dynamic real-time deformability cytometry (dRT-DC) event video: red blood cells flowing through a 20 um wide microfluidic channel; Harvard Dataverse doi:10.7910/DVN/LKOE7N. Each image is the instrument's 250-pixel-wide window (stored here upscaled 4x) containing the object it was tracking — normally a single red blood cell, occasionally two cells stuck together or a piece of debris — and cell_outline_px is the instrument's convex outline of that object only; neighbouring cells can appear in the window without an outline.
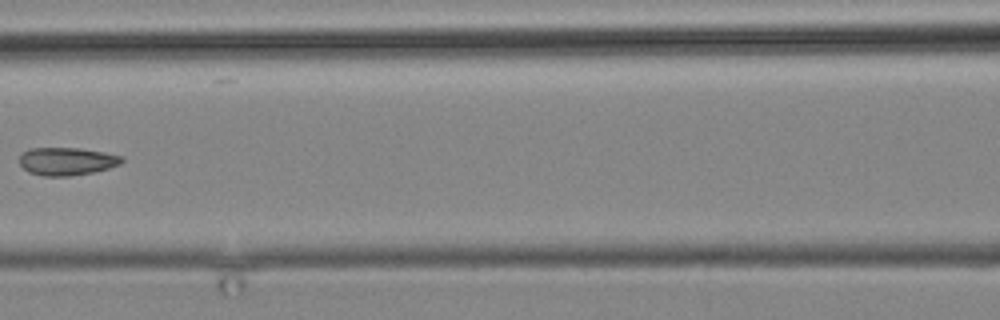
{"species": "common noctule bat (a hibernating species)", "species_latin": "Nyctalus noctula", "temperature_condition": "cold", "stored_images_in_passage": 12, "camera_frame_rate_fps": 3000, "um_per_image_px": 0.085, "animal": {"sex": "male", "body_mass_g": 19.2, "forearm_length_mm": 51.8}, "frame": {"image": 1, "passage_image": 4, "time_ms": 4.333, "image_size_px": [1000, 320], "cell_outline_px": [[124, 160], [120, 164], [108, 168], [92, 172], [68, 176], [44, 176], [28, 172], [20, 164], [20, 156], [28, 148], [80, 148], [104, 152], [124, 156]], "centroid_in_image_um": [5.69, 13.7], "position_along_channel_um": 160.9, "area_um2": 16.59}}
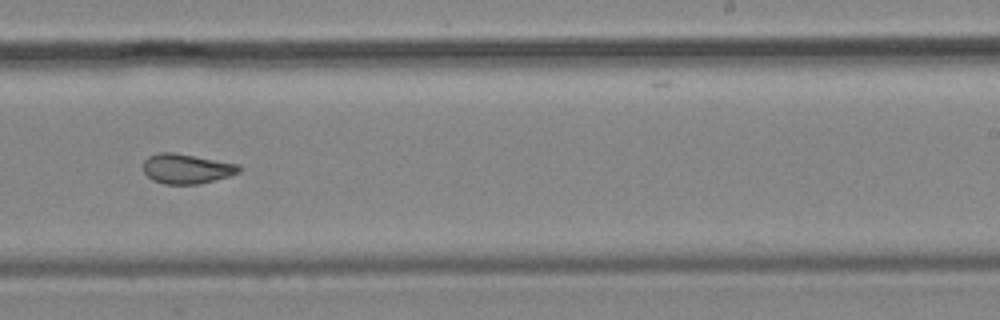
{"frame": {"image": 2, "passage_image": 7, "time_ms": 7.667, "image_size_px": [1000, 320], "cell_outline_px": [[240, 172], [228, 176], [196, 184], [164, 184], [152, 180], [144, 172], [144, 160], [148, 156], [156, 152], [172, 152], [240, 164]], "centroid_in_image_um": [15.83, 14.33], "position_along_channel_um": 273.2, "area_um2": 16.53}}
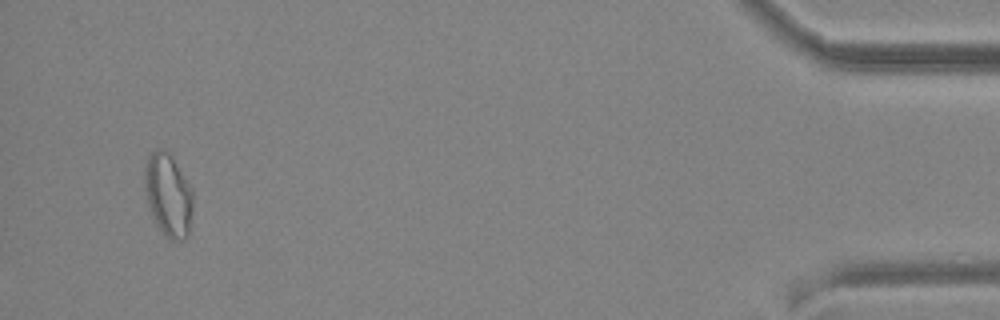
{"frame": {"image": 3, "passage_image": 12, "time_ms": 14.333, "image_size_px": [1000, 320], "cell_outline_px": [[192, 208], [188, 236], [184, 240], [168, 240], [164, 236], [156, 224], [152, 216], [148, 204], [144, 188], [144, 168], [148, 156], [156, 148], [164, 148], [168, 152], [192, 188]], "centroid_in_image_um": [14.28, 16.59], "position_along_channel_um": 420.9, "area_um2": 23.47}}